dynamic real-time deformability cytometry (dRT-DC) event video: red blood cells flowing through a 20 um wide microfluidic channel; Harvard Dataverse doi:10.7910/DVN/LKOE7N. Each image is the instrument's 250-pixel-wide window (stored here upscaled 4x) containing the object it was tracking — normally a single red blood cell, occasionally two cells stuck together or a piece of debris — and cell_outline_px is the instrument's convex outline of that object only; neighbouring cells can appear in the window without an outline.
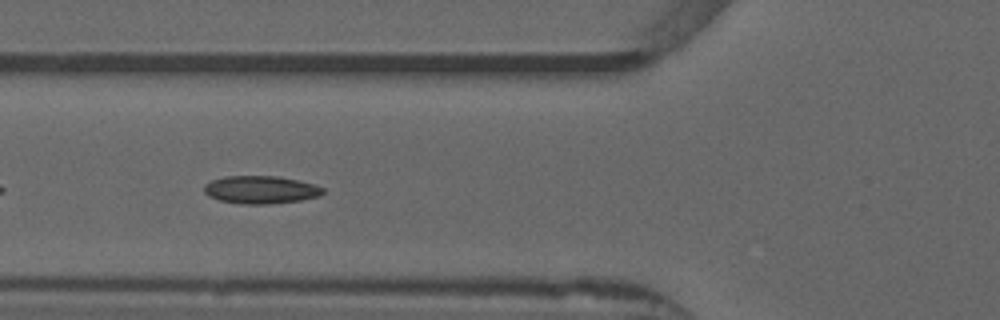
{"species": "common noctule bat (a hibernating species)", "species_latin": "Nyctalus noctula", "temperature_condition": "warm", "stored_images_in_passage": 38, "camera_frame_rate_fps": 3000, "um_per_image_px": 0.085, "animal": {"sex": "male", "forearm_length_mm": 52.5}, "frame": {"image": 1, "passage_image": 6, "time_ms": 1.667, "image_size_px": [1000, 320], "cell_outline_px": [[324, 192], [320, 196], [300, 200], [268, 204], [240, 204], [220, 200], [208, 196], [204, 192], [204, 184], [212, 180], [224, 176], [280, 176], [300, 180], [324, 188]], "centroid_in_image_um": [22.15, 16.12], "position_along_channel_um": 103.6, "area_um2": 19.36}, "authors_computed_cell_mechanics": {"area_um2": 18.2648, "velocity_mm_per_s": 3.871, "shape_relaxation_time_tau1_ms": 10.7929, "shape_relaxation_time_tau2_ms": 1.6364, "deformation_change_tau1": 0.1964, "deformation_change_tau2": 0.066}}